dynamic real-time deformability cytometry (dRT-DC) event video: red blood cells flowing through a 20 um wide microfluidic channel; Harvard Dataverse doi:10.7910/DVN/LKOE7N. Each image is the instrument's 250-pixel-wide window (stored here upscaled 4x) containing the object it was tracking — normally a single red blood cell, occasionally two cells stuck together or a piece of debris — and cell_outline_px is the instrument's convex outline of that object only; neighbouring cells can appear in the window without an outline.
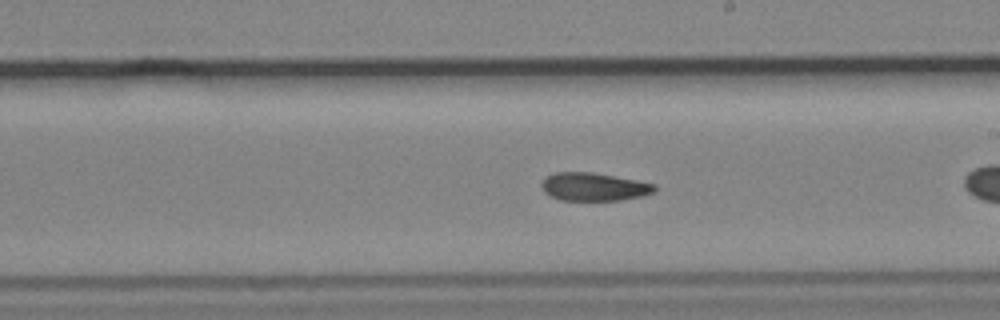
{"species": "common noctule bat (a hibernating species)", "species_latin": "Nyctalus noctula", "temperature_condition": "cold", "stored_images_in_passage": 30, "camera_frame_rate_fps": 3000, "um_per_image_px": 0.085, "animal": {"sex": "male", "body_mass_g": 19.2, "forearm_length_mm": 51.8}, "frame": {"image": 1, "passage_image": 18, "time_ms": 5.667, "image_size_px": [1000, 320], "cell_outline_px": [[656, 188], [652, 192], [640, 196], [620, 200], [560, 200], [544, 192], [540, 184], [544, 176], [556, 172], [592, 172], [636, 180], [656, 184]], "centroid_in_image_um": [50.42, 15.86], "position_along_channel_um": 238.6, "area_um2": 18.44}}